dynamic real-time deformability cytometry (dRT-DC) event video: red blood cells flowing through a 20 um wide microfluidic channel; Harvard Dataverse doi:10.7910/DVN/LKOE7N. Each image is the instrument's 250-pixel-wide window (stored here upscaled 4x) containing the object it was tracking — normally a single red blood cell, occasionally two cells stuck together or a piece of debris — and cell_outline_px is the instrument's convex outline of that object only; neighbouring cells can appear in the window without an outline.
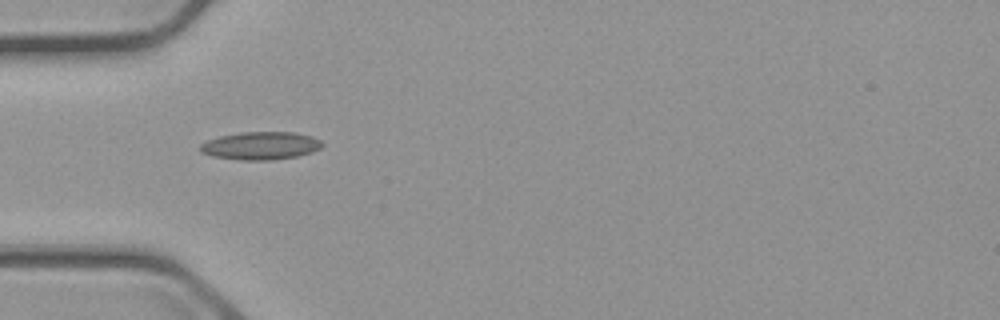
{"species": "common noctule bat (a hibernating species)", "species_latin": "Nyctalus noctula", "temperature_condition": "cold", "stored_images_in_passage": 5, "camera_frame_rate_fps": 3000, "um_per_image_px": 0.085, "animal": {"sex": "male", "body_mass_g": 23.1, "forearm_length_mm": 52.7}, "frame": {"image": 1, "passage_image": 4, "time_ms": 4.333, "image_size_px": [1000, 320], "cell_outline_px": [[324, 144], [320, 148], [312, 152], [296, 156], [272, 160], [240, 160], [212, 156], [200, 152], [200, 144], [208, 140], [220, 136], [240, 132], [292, 132], [312, 136], [320, 140]], "centroid_in_image_um": [22.15, 12.38], "position_along_channel_um": 62.9, "area_um2": 19.83}}
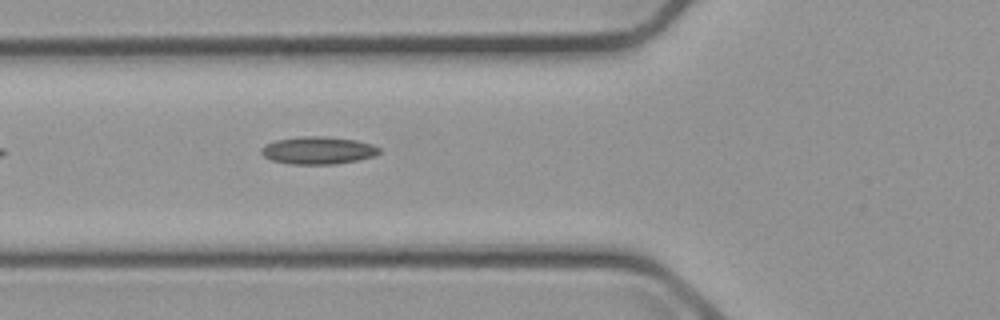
{"frame": {"image": 2, "passage_image": 5, "time_ms": 5.333, "image_size_px": [1000, 320], "cell_outline_px": [[380, 152], [376, 156], [336, 164], [288, 164], [272, 160], [264, 156], [260, 152], [260, 148], [264, 144], [276, 140], [300, 136], [324, 136], [356, 140], [372, 144], [380, 148]], "centroid_in_image_um": [27.02, 12.78], "position_along_channel_um": 98.8, "area_um2": 19.07}}